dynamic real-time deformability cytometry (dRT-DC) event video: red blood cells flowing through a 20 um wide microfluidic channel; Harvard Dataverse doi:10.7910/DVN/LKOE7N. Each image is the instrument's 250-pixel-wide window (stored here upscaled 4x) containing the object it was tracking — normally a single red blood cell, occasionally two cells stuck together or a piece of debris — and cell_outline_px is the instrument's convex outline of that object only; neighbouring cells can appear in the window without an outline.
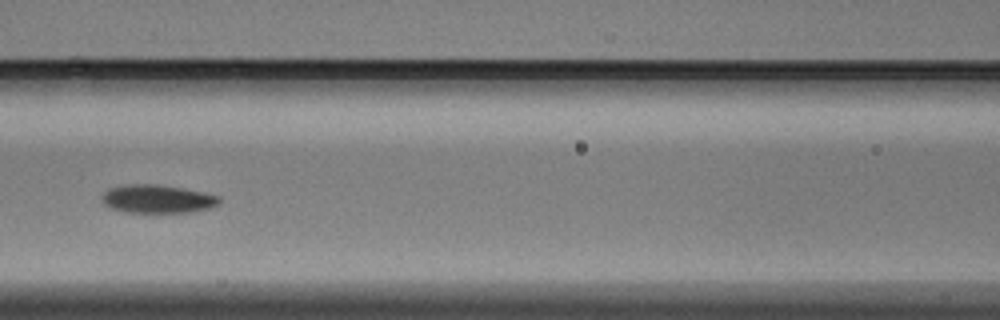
{"species": "Egyptian fruit bat (a non-hibernating species)", "species_latin": "Rousettus aegyptiacus", "temperature_condition": "warm", "stored_images_in_passage": 31, "camera_frame_rate_fps": 3000, "um_per_image_px": 0.085, "animal": {"sex": "male"}, "frame": {"image": 1, "passage_image": 5, "time_ms": 1.333, "image_size_px": [1000, 320], "cell_outline_px": [[220, 204], [208, 208], [188, 212], [124, 212], [112, 208], [104, 204], [100, 200], [100, 196], [108, 188], [128, 184], [156, 184], [204, 192], [220, 196]], "centroid_in_image_um": [13.35, 16.9], "position_along_channel_um": 153.3, "area_um2": 19.36}}
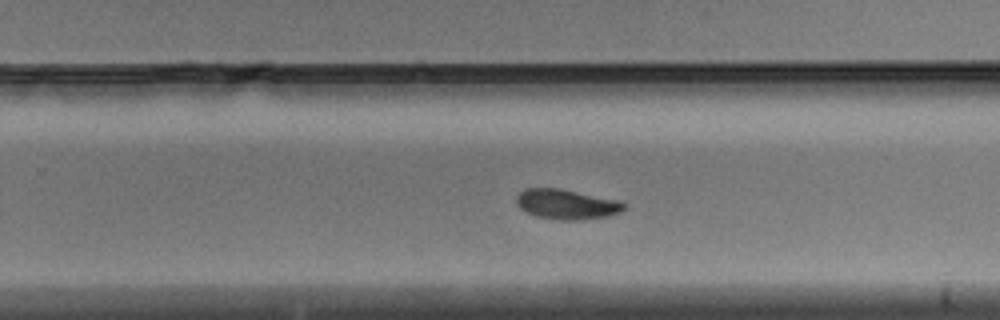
{"frame": {"image": 2, "passage_image": 14, "time_ms": 4.333, "image_size_px": [1000, 320], "cell_outline_px": [[628, 204], [620, 212], [608, 216], [580, 220], [560, 220], [536, 216], [520, 208], [516, 204], [516, 196], [524, 188], [560, 188], [620, 200]], "centroid_in_image_um": [48.18, 17.35], "position_along_channel_um": 281.6, "area_um2": 18.96}}
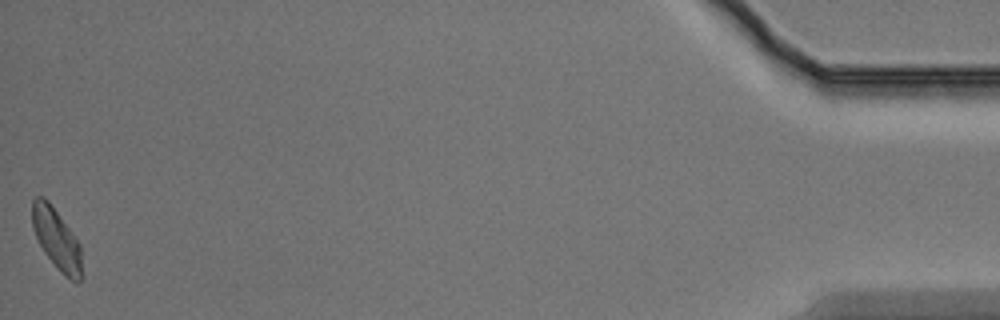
{"frame": {"image": 3, "passage_image": 31, "time_ms": 10.0, "image_size_px": [1000, 320], "cell_outline_px": [[84, 276], [80, 280], [72, 280], [64, 276], [44, 252], [32, 228], [32, 200], [36, 196], [44, 196], [48, 200], [80, 244]], "centroid_in_image_um": [4.83, 20.33], "position_along_channel_um": 430.4, "area_um2": 17.63}}